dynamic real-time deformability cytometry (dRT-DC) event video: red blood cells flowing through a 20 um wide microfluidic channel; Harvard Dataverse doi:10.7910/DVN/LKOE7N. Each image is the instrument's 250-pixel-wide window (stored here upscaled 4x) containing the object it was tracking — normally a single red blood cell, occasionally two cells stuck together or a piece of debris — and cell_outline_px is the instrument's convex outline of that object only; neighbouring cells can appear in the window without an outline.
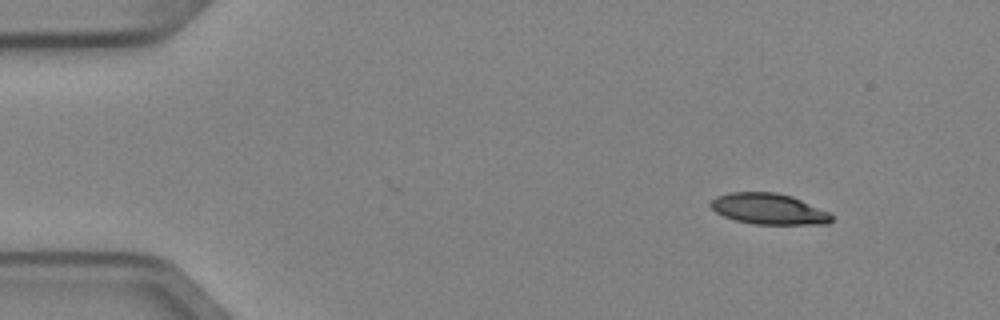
{"species": "Egyptian fruit bat (a non-hibernating species)", "species_latin": "Rousettus aegyptiacus", "temperature_condition": "cold", "stored_images_in_passage": 5, "camera_frame_rate_fps": 3000, "um_per_image_px": 0.085, "animal": {"sex": "female"}, "frame": {"image": 1, "passage_image": 1, "time_ms": 0.0, "image_size_px": [1000, 320], "cell_outline_px": [[832, 220], [828, 224], [752, 224], [736, 220], [724, 216], [716, 212], [708, 204], [716, 196], [728, 192], [776, 192], [792, 196], [832, 212]], "centroid_in_image_um": [65.37, 17.75], "position_along_channel_um": 19.6, "area_um2": 22.02}}
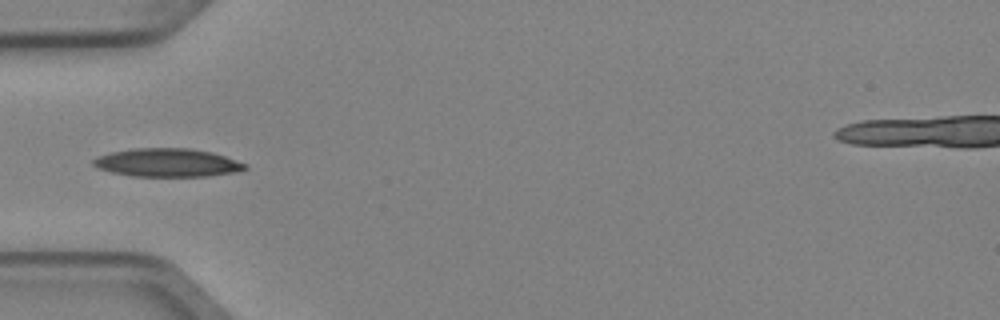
{"frame": {"image": 2, "passage_image": 4, "time_ms": 1.0, "image_size_px": [1000, 320], "cell_outline_px": [[248, 168], [240, 172], [208, 176], [132, 176], [112, 172], [96, 168], [92, 164], [92, 160], [96, 156], [112, 152], [132, 148], [188, 148], [212, 152], [224, 156], [244, 164]], "centroid_in_image_um": [14.19, 13.83], "position_along_channel_um": 70.8, "area_um2": 25.09}}
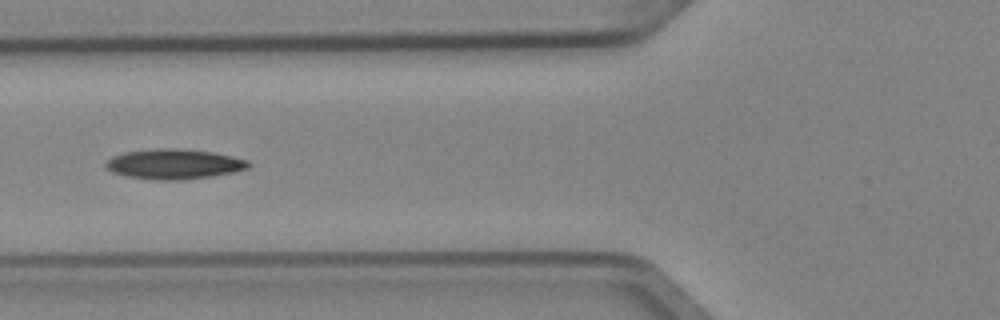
{"frame": {"image": 3, "passage_image": 5, "time_ms": 1.333, "image_size_px": [1000, 320], "cell_outline_px": [[252, 164], [248, 168], [232, 172], [212, 176], [180, 180], [152, 180], [128, 176], [112, 172], [104, 164], [112, 156], [124, 152], [160, 148], [172, 148], [212, 152], [232, 156], [248, 160]], "centroid_in_image_um": [14.8, 13.95], "position_along_channel_um": 111.0, "area_um2": 24.85}}